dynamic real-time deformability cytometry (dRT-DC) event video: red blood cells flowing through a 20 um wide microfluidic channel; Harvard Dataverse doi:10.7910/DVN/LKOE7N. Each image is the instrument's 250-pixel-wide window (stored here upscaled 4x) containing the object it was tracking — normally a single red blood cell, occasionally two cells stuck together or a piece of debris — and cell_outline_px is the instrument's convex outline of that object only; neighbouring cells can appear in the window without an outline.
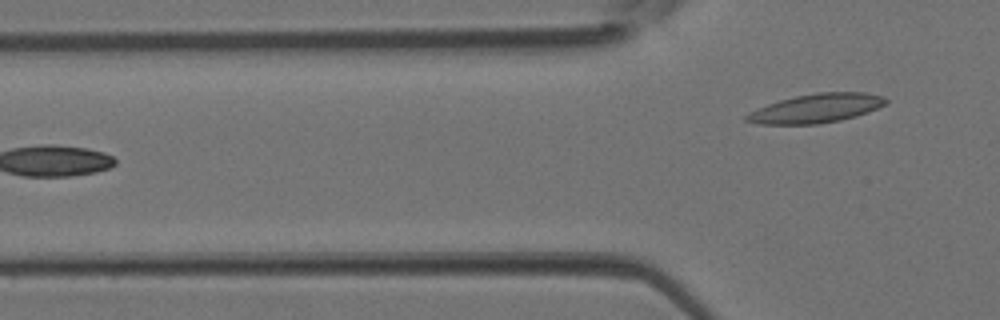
{"species": "Egyptian fruit bat (a non-hibernating species)", "species_latin": "Rousettus aegyptiacus", "temperature_condition": "room temperature", "stored_images_in_passage": 5, "camera_frame_rate_fps": 3000, "um_per_image_px": 0.085, "animal": {"sex": "female"}, "frame": {"image": 1, "passage_image": 5, "time_ms": 1.333, "image_size_px": [1000, 320], "cell_outline_px": [[888, 104], [868, 112], [856, 116], [840, 120], [816, 124], [760, 124], [744, 120], [744, 116], [748, 112], [768, 104], [780, 100], [796, 96], [816, 92], [864, 92], [884, 96], [888, 100]], "centroid_in_image_um": [69.41, 9.2], "position_along_channel_um": 56.4, "area_um2": 23.58}}